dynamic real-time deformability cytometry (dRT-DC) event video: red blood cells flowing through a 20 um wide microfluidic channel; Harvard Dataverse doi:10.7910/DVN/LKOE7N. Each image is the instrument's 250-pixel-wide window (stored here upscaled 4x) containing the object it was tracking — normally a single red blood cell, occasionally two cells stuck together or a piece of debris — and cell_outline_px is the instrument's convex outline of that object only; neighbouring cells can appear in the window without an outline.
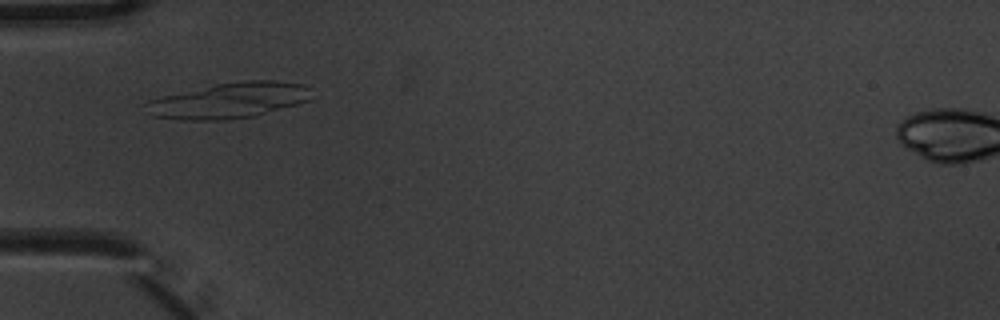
{"species": "common noctule bat (a hibernating species)", "species_latin": "Nyctalus noctula", "temperature_condition": "warm", "stored_images_in_passage": 10, "segment_of_instrument_passage": [2, 2], "camera_frame_rate_fps": 3000, "um_per_image_px": 0.085, "animal": {"sex": "male", "body_mass_g": 20.1, "forearm_length_mm": 53.5}, "frame": {"image": 1, "passage_image": 6, "time_ms": 1.667, "image_size_px": [1000, 320], "cell_outline_px": [[312, 100], [252, 116], [224, 120], [180, 120], [156, 116], [140, 104], [148, 100], [164, 96], [216, 84], [244, 80], [276, 80], [304, 84], [308, 88]], "centroid_in_image_um": [19.49, 8.53], "position_along_channel_um": 65.5, "area_um2": 34.1}}
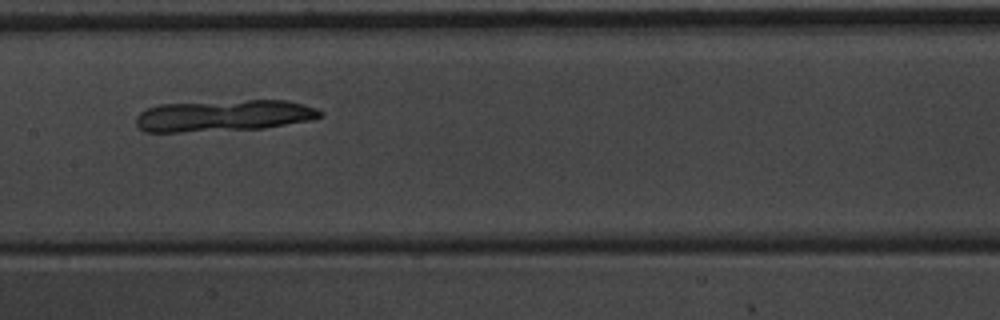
{"frame": {"image": 2, "passage_image": 9, "time_ms": 2.667, "image_size_px": [1000, 320], "cell_outline_px": [[324, 116], [312, 120], [264, 128], [180, 132], [144, 132], [136, 124], [136, 116], [140, 112], [148, 108], [160, 104], [248, 100], [288, 100], [304, 104], [316, 108], [324, 112]], "centroid_in_image_um": [19.06, 9.83], "position_along_channel_um": 188.3, "area_um2": 33.93}}
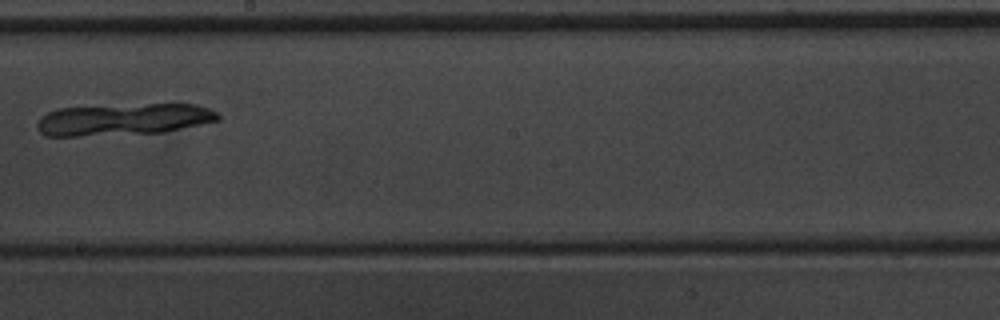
{"frame": {"image": 3, "passage_image": 10, "time_ms": 3.0, "image_size_px": [1000, 320], "cell_outline_px": [[220, 120], [160, 132], [76, 136], [44, 136], [36, 128], [36, 124], [40, 116], [56, 108], [148, 104], [196, 104], [208, 108], [216, 112], [220, 116]], "centroid_in_image_um": [10.43, 10.14], "position_along_channel_um": 237.8, "area_um2": 33.23}}